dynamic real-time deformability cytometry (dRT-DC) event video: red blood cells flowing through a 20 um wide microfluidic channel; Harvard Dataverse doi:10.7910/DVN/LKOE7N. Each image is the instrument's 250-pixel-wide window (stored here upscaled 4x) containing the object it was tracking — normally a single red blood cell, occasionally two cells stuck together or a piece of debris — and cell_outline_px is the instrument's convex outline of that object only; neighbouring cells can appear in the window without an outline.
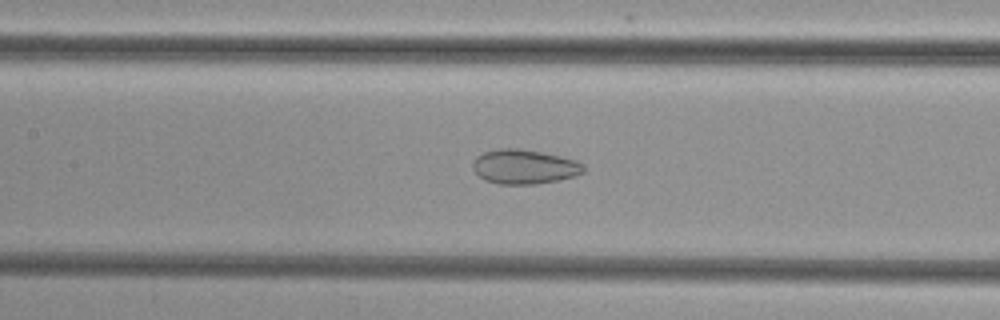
{"species": "common noctule bat (a hibernating species)", "species_latin": "Nyctalus noctula", "temperature_condition": "cold", "stored_images_in_passage": 51, "camera_frame_rate_fps": 3000, "um_per_image_px": 0.085, "animal": {"sex": "female", "body_mass_g": 29.2, "forearm_length_mm": 56.3}, "frame": {"image": 1, "passage_image": 22, "time_ms": 7.0, "image_size_px": [1000, 320], "cell_outline_px": [[584, 172], [576, 176], [536, 184], [500, 184], [484, 180], [472, 168], [472, 160], [476, 156], [484, 152], [500, 148], [520, 148], [560, 156], [576, 160], [584, 164]], "centroid_in_image_um": [44.55, 14.17], "position_along_channel_um": 162.8, "area_um2": 22.31}}
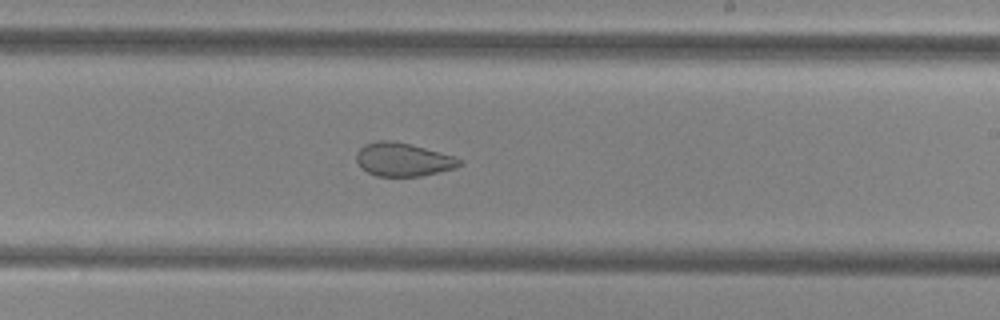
{"frame": {"image": 2, "passage_image": 29, "time_ms": 9.333, "image_size_px": [1000, 320], "cell_outline_px": [[464, 164], [456, 168], [420, 176], [376, 176], [368, 172], [356, 160], [356, 152], [364, 144], [376, 140], [392, 140], [424, 148], [452, 156], [460, 160]], "centroid_in_image_um": [34.24, 13.56], "position_along_channel_um": 254.8, "area_um2": 19.83}}
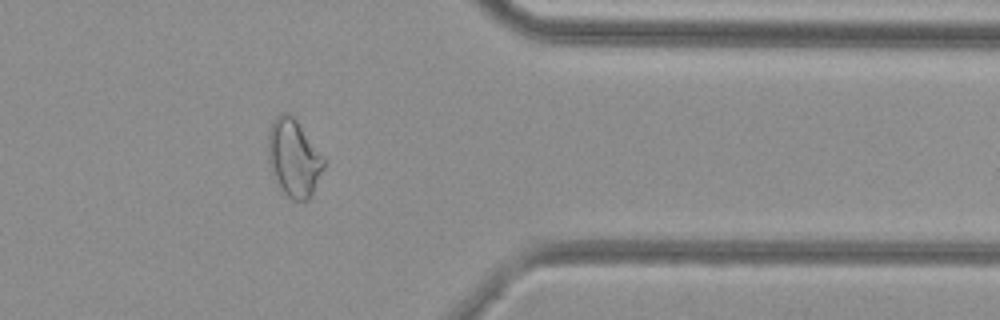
{"frame": {"image": 3, "passage_image": 40, "time_ms": 13.0, "image_size_px": [1000, 320], "cell_outline_px": [[324, 168], [312, 196], [308, 200], [292, 200], [284, 192], [276, 180], [272, 172], [268, 160], [268, 128], [272, 120], [280, 112], [288, 112], [296, 120], [324, 160]], "centroid_in_image_um": [24.94, 13.42], "position_along_channel_um": 386.5, "area_um2": 24.8}}